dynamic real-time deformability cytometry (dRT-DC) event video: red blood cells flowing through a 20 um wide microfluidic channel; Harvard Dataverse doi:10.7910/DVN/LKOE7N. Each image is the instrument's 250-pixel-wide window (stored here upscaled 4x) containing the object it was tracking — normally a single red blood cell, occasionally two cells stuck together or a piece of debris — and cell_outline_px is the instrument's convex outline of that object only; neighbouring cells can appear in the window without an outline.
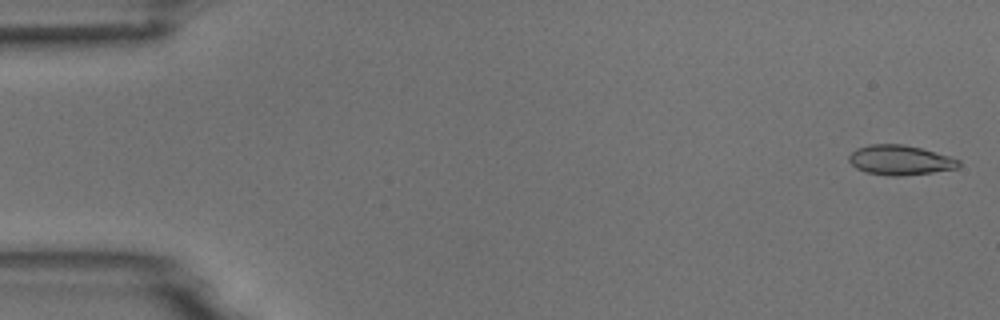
{"species": "common noctule bat (a hibernating species)", "species_latin": "Nyctalus noctula", "temperature_condition": "room temperature", "stored_images_in_passage": 5, "camera_frame_rate_fps": 3000, "um_per_image_px": 0.085, "animal": {"sex": "male", "body_mass_g": 18.8}, "frame": {"image": 1, "passage_image": 1, "time_ms": 0.0, "image_size_px": [1000, 320], "cell_outline_px": [[960, 164], [956, 168], [932, 172], [900, 176], [892, 176], [864, 172], [856, 168], [848, 160], [848, 156], [856, 148], [868, 144], [904, 144], [920, 148], [948, 156], [960, 160]], "centroid_in_image_um": [76.45, 13.6], "position_along_channel_um": 8.5, "area_um2": 18.96}}
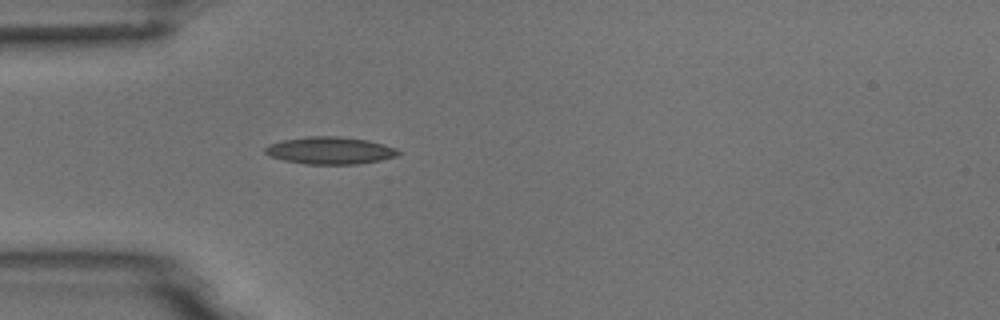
{"frame": {"image": 2, "passage_image": 5, "time_ms": 4.667, "image_size_px": [1000, 320], "cell_outline_px": [[400, 152], [396, 156], [380, 160], [356, 164], [304, 164], [284, 160], [268, 156], [264, 152], [264, 148], [268, 144], [280, 140], [308, 136], [336, 136], [368, 140], [384, 144], [396, 148]], "centroid_in_image_um": [28.0, 12.79], "position_along_channel_um": 57.0, "area_um2": 21.27}}